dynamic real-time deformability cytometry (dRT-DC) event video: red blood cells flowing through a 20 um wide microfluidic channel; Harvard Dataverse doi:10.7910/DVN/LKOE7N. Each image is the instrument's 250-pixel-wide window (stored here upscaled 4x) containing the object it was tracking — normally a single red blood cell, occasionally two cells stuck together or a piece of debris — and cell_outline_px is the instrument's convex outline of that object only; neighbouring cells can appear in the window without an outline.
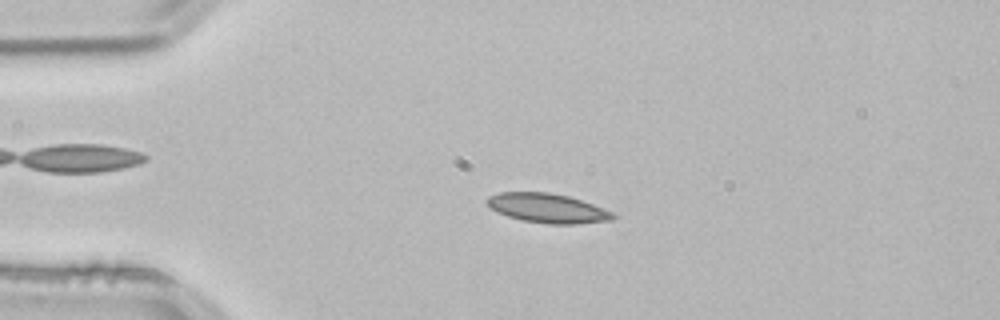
{"species": "common noctule bat (a hibernating species)", "species_latin": "Nyctalus noctula", "temperature_condition": "room temperature", "stored_images_in_passage": 49, "camera_frame_rate_fps": 3000, "um_per_image_px": 0.085, "animal": {"sex": "male", "body_mass_g": 21.5, "forearm_length_mm": 52.0}, "frame": {"image": 1, "passage_image": 8, "time_ms": 2.333, "image_size_px": [1000, 320], "cell_outline_px": [[616, 216], [612, 220], [576, 224], [548, 224], [520, 220], [508, 216], [492, 208], [484, 200], [488, 196], [500, 192], [548, 192], [568, 196], [592, 204], [612, 212]], "centroid_in_image_um": [46.53, 17.69], "position_along_channel_um": 38.5, "area_um2": 21.39}}
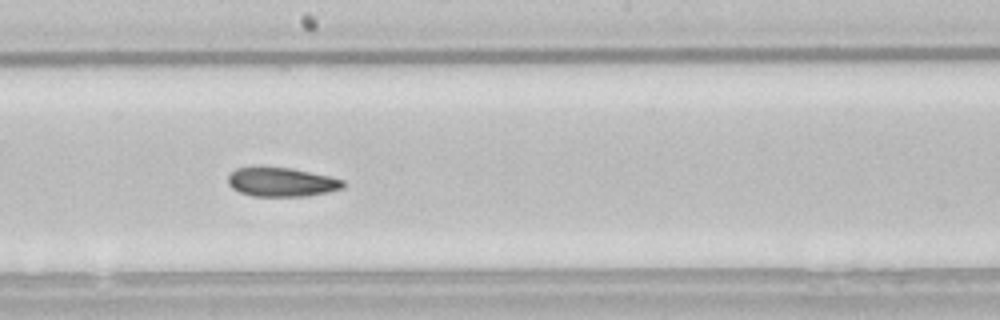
{"frame": {"image": 2, "passage_image": 25, "time_ms": 8.0, "image_size_px": [1000, 320], "cell_outline_px": [[344, 188], [328, 192], [308, 196], [252, 196], [240, 192], [232, 188], [228, 184], [228, 176], [236, 168], [260, 164], [292, 168], [328, 176], [344, 180]], "centroid_in_image_um": [23.89, 15.44], "position_along_channel_um": 224.3, "area_um2": 20.06}}
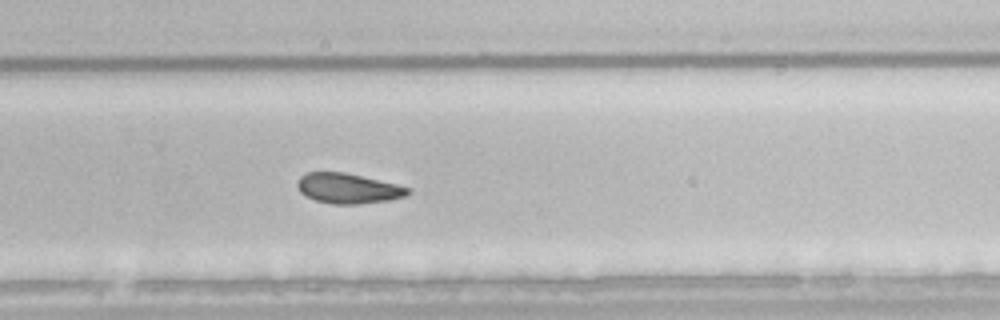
{"frame": {"image": 3, "passage_image": 31, "time_ms": 10.0, "image_size_px": [1000, 320], "cell_outline_px": [[412, 192], [404, 196], [388, 200], [360, 204], [332, 204], [316, 200], [300, 192], [296, 184], [300, 176], [304, 172], [344, 172], [396, 184], [412, 188]], "centroid_in_image_um": [29.59, 16.01], "position_along_channel_um": 300.2, "area_um2": 19.36}, "authors_computed_cell_mechanics": {"area_um2": 20.4034, "velocity_mm_per_s": 3.8253, "shape_relaxation_time_tau1_ms": 6.2892, "shape_relaxation_time_tau2_ms": 2.8726, "deformation_change_tau1": 0.1089, "deformation_change_tau2": 0.0739}}